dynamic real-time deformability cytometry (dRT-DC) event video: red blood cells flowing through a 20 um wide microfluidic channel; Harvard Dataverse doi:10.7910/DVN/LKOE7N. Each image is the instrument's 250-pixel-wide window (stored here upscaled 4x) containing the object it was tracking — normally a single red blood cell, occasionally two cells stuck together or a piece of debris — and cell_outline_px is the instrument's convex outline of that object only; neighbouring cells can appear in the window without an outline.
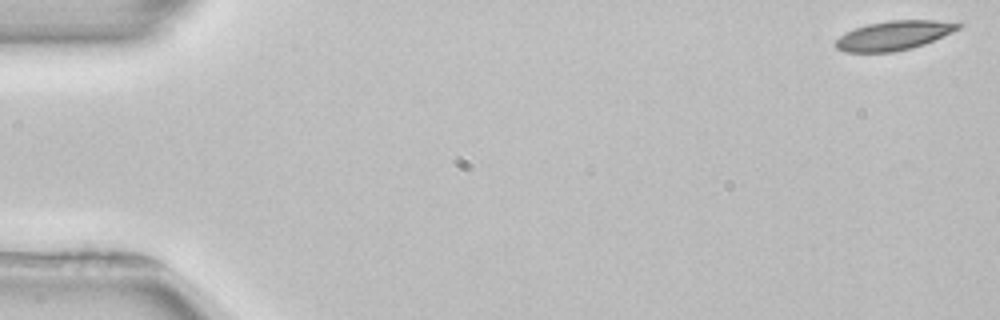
{"species": "common noctule bat (a hibernating species)", "species_latin": "Nyctalus noctula", "temperature_condition": "room temperature", "stored_images_in_passage": 9, "camera_frame_rate_fps": 3000, "um_per_image_px": 0.085, "animal": {"sex": "female", "body_mass_g": 22.7, "forearm_length_mm": 54.2}, "frame": {"image": 1, "passage_image": 1, "time_ms": 0.0, "image_size_px": [1000, 320], "cell_outline_px": [[964, 24], [960, 28], [952, 32], [924, 44], [912, 48], [892, 52], [844, 52], [836, 48], [836, 40], [844, 32], [868, 24], [888, 20], [936, 20]], "centroid_in_image_um": [75.97, 3.01], "position_along_channel_um": 9.0, "area_um2": 20.81}}